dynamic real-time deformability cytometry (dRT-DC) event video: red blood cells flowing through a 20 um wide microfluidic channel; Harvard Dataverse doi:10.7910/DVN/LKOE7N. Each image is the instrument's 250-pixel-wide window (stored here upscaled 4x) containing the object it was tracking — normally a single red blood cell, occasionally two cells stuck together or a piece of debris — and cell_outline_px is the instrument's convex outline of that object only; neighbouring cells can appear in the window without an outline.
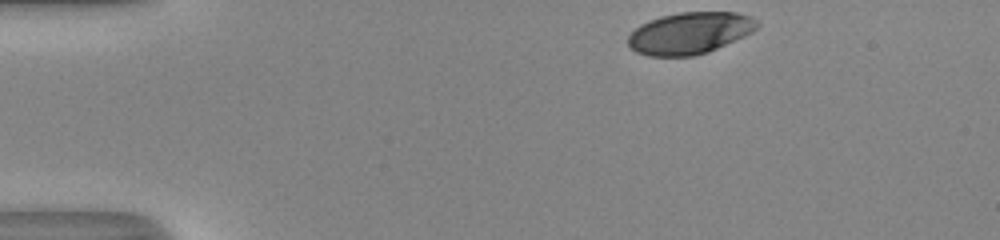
{"species": "human", "species_latin": "Homo sapiens", "temperature_condition": "room temperature", "stored_images_in_passage": 35, "camera_frame_rate_fps": 3000, "um_per_image_px": 0.085, "donor": {"sex": "male"}, "frame": {"image": 1, "passage_image": 1, "time_ms": 0.0, "image_size_px": [1000, 240], "cell_outline_px": [[760, 24], [752, 32], [744, 36], [708, 52], [692, 56], [648, 56], [636, 52], [628, 44], [628, 36], [640, 24], [648, 20], [660, 16], [680, 12], [736, 12], [752, 16]], "centroid_in_image_um": [58.63, 2.8], "position_along_channel_um": 26.4, "area_um2": 31.44}}
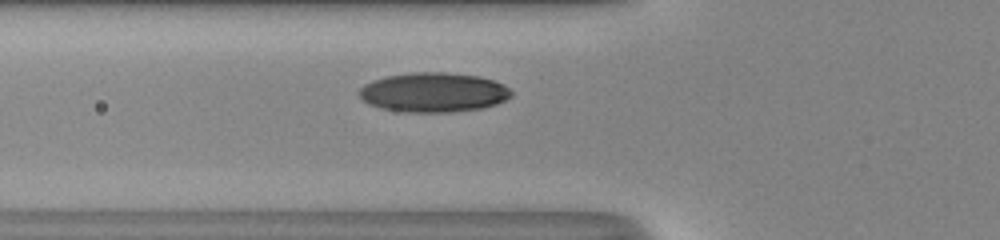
{"frame": {"image": 2, "passage_image": 12, "time_ms": 3.667, "image_size_px": [1000, 240], "cell_outline_px": [[512, 96], [496, 104], [480, 108], [452, 112], [404, 112], [380, 108], [368, 104], [360, 96], [360, 88], [364, 84], [372, 80], [388, 76], [412, 72], [444, 72], [480, 76], [504, 84], [512, 92]], "centroid_in_image_um": [36.85, 7.85], "position_along_channel_um": 89.0, "area_um2": 35.03}}
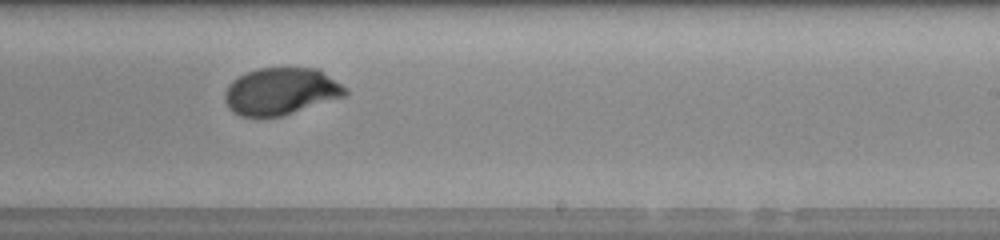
{"frame": {"image": 3, "passage_image": 25, "time_ms": 8.0, "image_size_px": [1000, 240], "cell_outline_px": [[348, 96], [280, 116], [240, 116], [232, 112], [228, 108], [224, 100], [224, 92], [228, 84], [232, 80], [256, 68], [316, 68], [348, 88]], "centroid_in_image_um": [23.87, 7.76], "position_along_channel_um": 265.1, "area_um2": 33.12}, "authors_computed_cell_mechanics": {"area_um2": 33.7552, "velocity_mm_per_s": 4.0688, "shape_relaxation_time_tau1_ms": 4.7555, "shape_relaxation_time_tau2_ms": null, "deformation_change_tau1": 0.1974, "deformation_change_tau2": null}}